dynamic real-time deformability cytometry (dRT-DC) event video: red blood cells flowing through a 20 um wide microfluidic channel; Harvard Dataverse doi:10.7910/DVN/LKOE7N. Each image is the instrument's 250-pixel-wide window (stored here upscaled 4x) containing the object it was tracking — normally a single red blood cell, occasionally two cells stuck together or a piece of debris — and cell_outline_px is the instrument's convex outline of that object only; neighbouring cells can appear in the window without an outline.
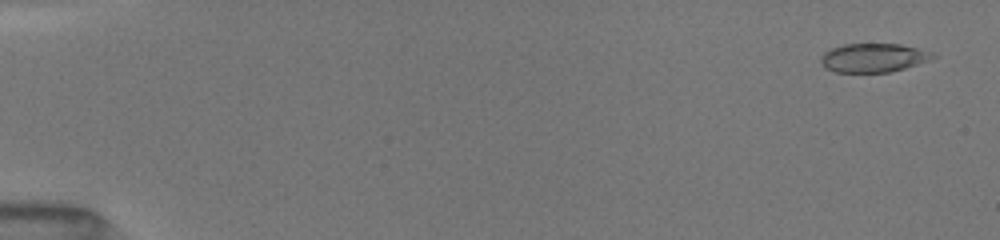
{"species": "common noctule bat (a hibernating species)", "species_latin": "Nyctalus noctula", "temperature_condition": "room temperature", "stored_images_in_passage": 12, "camera_frame_rate_fps": 3000, "um_per_image_px": 0.085, "animal": {"sex": "female", "body_mass_g": 19.5, "forearm_length_mm": 54.1}, "frame": {"image": 1, "passage_image": 1, "time_ms": 0.0, "image_size_px": [1000, 240], "cell_outline_px": [[940, 56], [904, 68], [888, 72], [836, 72], [824, 68], [820, 60], [820, 56], [824, 52], [832, 48], [844, 44], [900, 44], [932, 52]], "centroid_in_image_um": [74.22, 4.91], "position_along_channel_um": 10.8, "area_um2": 18.73}}
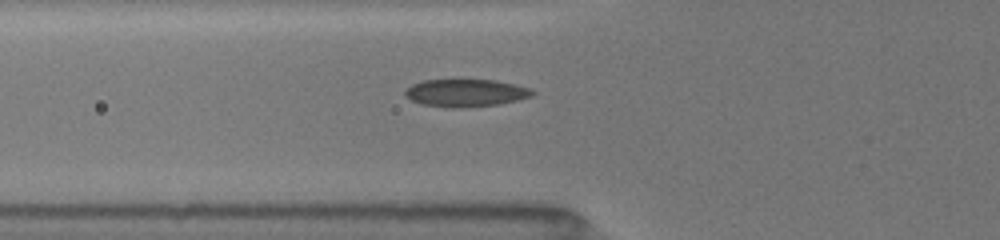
{"frame": {"image": 2, "passage_image": 9, "time_ms": 5.667, "image_size_px": [1000, 240], "cell_outline_px": [[536, 92], [532, 96], [500, 104], [464, 108], [452, 108], [420, 104], [404, 96], [404, 92], [412, 84], [424, 80], [496, 80], [516, 84], [532, 88]], "centroid_in_image_um": [39.61, 7.9], "position_along_channel_um": 86.2, "area_um2": 20.63}}
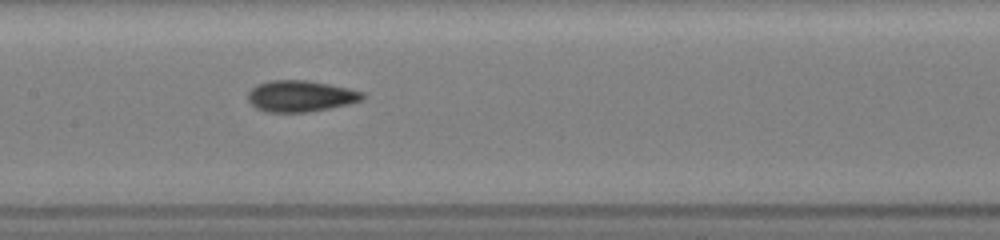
{"frame": {"image": 3, "passage_image": 12, "time_ms": 8.0, "image_size_px": [1000, 240], "cell_outline_px": [[368, 96], [364, 100], [348, 104], [308, 112], [264, 112], [256, 108], [248, 100], [248, 92], [256, 84], [268, 80], [308, 80], [348, 88], [364, 92]], "centroid_in_image_um": [25.56, 8.16], "position_along_channel_um": 181.8, "area_um2": 21.1}}